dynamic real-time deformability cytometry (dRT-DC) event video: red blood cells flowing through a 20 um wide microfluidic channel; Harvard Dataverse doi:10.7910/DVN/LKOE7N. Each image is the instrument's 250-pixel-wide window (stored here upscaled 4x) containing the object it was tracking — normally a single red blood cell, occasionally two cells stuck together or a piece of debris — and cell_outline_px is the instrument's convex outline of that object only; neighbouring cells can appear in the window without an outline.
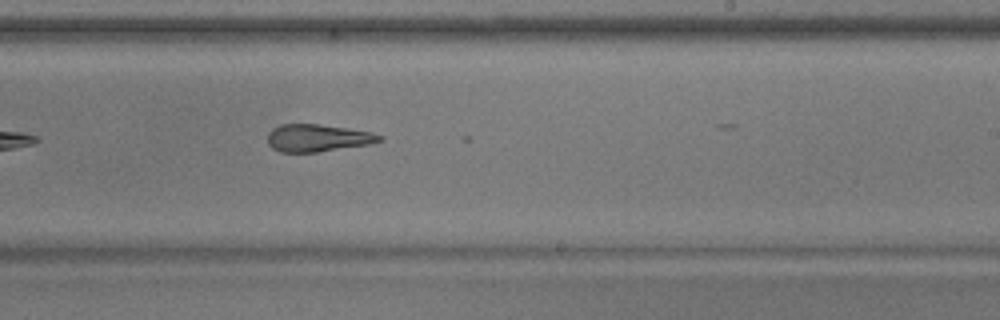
{"species": "common noctule bat (a hibernating species)", "species_latin": "Nyctalus noctula", "temperature_condition": "warm", "stored_images_in_passage": 39, "camera_frame_rate_fps": 3000, "um_per_image_px": 0.085, "animal": {"sex": "male", "body_mass_g": 17.9}, "frame": {"image": 1, "passage_image": 18, "time_ms": 5.667, "image_size_px": [1000, 320], "cell_outline_px": [[384, 140], [372, 144], [316, 152], [280, 152], [272, 148], [268, 144], [268, 132], [272, 128], [280, 124], [320, 124], [372, 132], [384, 136]], "centroid_in_image_um": [27.02, 11.72], "position_along_channel_um": 262.0, "area_um2": 18.03}, "authors_computed_cell_mechanics": {"area_um2": 19.2474, "velocity_mm_per_s": 3.8178, "shape_relaxation_time_tau1_ms": null, "shape_relaxation_time_tau2_ms": 3.5016, "deformation_change_tau1": null, "deformation_change_tau2": 0.1329}}